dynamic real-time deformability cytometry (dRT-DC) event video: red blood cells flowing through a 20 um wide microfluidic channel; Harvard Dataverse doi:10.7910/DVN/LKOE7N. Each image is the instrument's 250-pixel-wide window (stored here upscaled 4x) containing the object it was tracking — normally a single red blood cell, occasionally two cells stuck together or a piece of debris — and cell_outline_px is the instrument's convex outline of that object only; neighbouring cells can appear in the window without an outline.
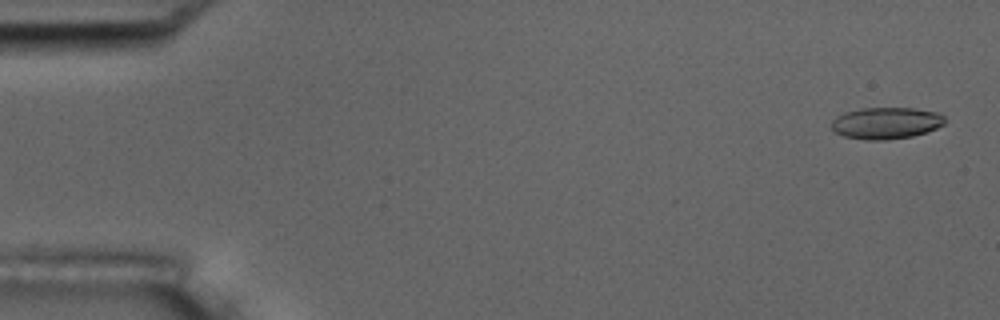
{"species": "common noctule bat (a hibernating species)", "species_latin": "Nyctalus noctula", "temperature_condition": "room temperature", "stored_images_in_passage": 5, "camera_frame_rate_fps": 3000, "um_per_image_px": 0.085, "animal": {"sex": "male", "body_mass_g": 17.5, "forearm_length_mm": 52.3}, "frame": {"image": 1, "passage_image": 1, "time_ms": 0.0, "image_size_px": [1000, 320], "cell_outline_px": [[944, 124], [936, 128], [912, 136], [888, 140], [868, 140], [844, 136], [836, 132], [832, 128], [832, 120], [836, 116], [844, 112], [860, 108], [912, 108], [940, 112], [944, 116]], "centroid_in_image_um": [75.31, 10.45], "position_along_channel_um": 9.7, "area_um2": 20.92}}